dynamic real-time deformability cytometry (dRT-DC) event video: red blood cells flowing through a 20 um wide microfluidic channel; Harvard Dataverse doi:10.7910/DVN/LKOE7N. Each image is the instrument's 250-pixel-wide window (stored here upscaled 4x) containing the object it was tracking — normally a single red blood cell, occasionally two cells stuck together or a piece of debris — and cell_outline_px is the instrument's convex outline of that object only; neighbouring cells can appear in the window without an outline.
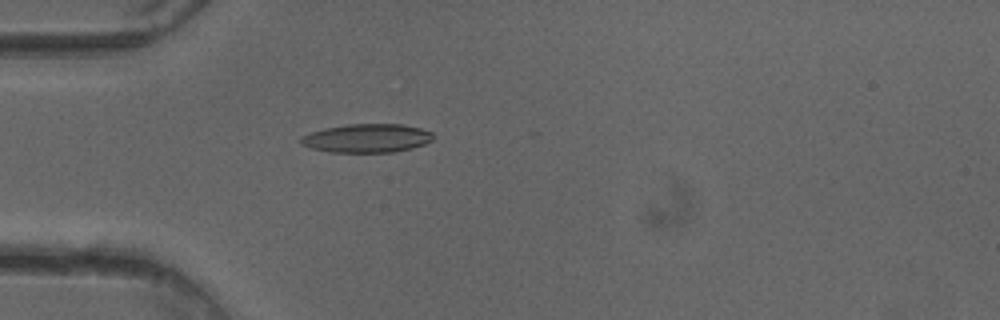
{"species": "common noctule bat (a hibernating species)", "species_latin": "Nyctalus noctula", "temperature_condition": "cold", "stored_images_in_passage": 22, "camera_frame_rate_fps": 3000, "um_per_image_px": 0.085, "animal": {"sex": "female"}, "frame": {"image": 1, "passage_image": 15, "time_ms": 4.667, "image_size_px": [1000, 320], "cell_outline_px": [[432, 140], [424, 144], [412, 148], [392, 152], [332, 152], [312, 148], [300, 144], [300, 136], [324, 128], [348, 124], [400, 124], [420, 128], [432, 132]], "centroid_in_image_um": [31.17, 11.74], "position_along_channel_um": 53.8, "area_um2": 21.96}}
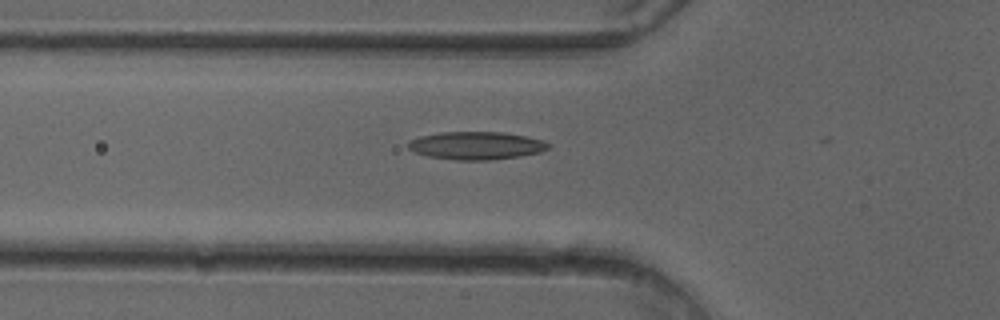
{"frame": {"image": 2, "passage_image": 18, "time_ms": 5.667, "image_size_px": [1000, 320], "cell_outline_px": [[552, 144], [548, 148], [540, 152], [520, 156], [488, 160], [456, 160], [428, 156], [416, 152], [408, 148], [408, 140], [420, 136], [440, 132], [504, 132], [544, 140]], "centroid_in_image_um": [40.49, 12.37], "position_along_channel_um": 85.3, "area_um2": 22.77}}
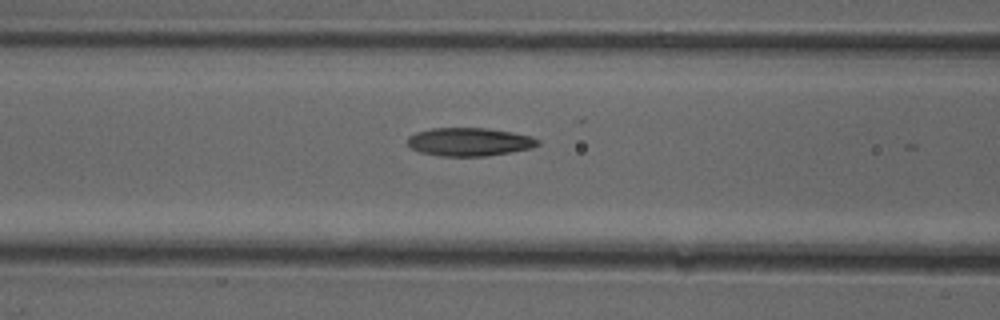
{"frame": {"image": 3, "passage_image": 21, "time_ms": 6.667, "image_size_px": [1000, 320], "cell_outline_px": [[540, 144], [532, 148], [484, 156], [440, 156], [420, 152], [412, 148], [408, 144], [408, 136], [416, 132], [432, 128], [488, 128], [512, 132], [532, 136], [540, 140]], "centroid_in_image_um": [39.91, 12.05], "position_along_channel_um": 126.7, "area_um2": 21.44}}